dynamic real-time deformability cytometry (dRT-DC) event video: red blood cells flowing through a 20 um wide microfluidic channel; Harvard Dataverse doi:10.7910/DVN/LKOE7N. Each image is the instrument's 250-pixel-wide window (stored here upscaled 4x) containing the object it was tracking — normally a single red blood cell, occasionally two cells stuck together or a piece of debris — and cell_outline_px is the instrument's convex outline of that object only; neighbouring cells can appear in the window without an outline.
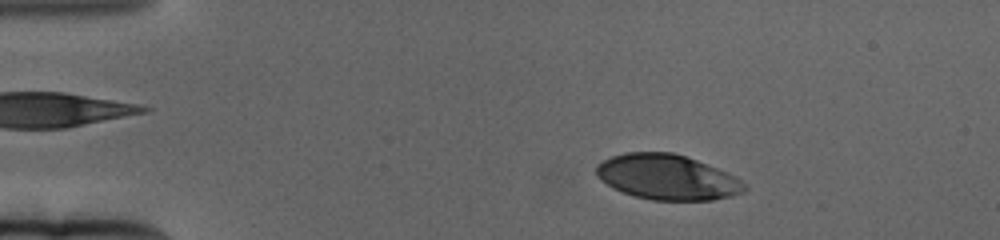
{"species": "human", "species_latin": "Homo sapiens", "temperature_condition": "cold", "stored_images_in_passage": 63, "camera_frame_rate_fps": 3000, "um_per_image_px": 0.085, "donor": {"sex": "female"}, "frame": {"image": 1, "passage_image": 8, "time_ms": 2.333, "image_size_px": [1000, 240], "cell_outline_px": [[748, 188], [744, 192], [732, 196], [712, 200], [652, 200], [636, 196], [612, 188], [600, 180], [596, 176], [596, 164], [612, 156], [624, 152], [672, 152], [696, 160], [736, 176]], "centroid_in_image_um": [56.69, 15.06], "position_along_channel_um": 28.3, "area_um2": 38.96}}
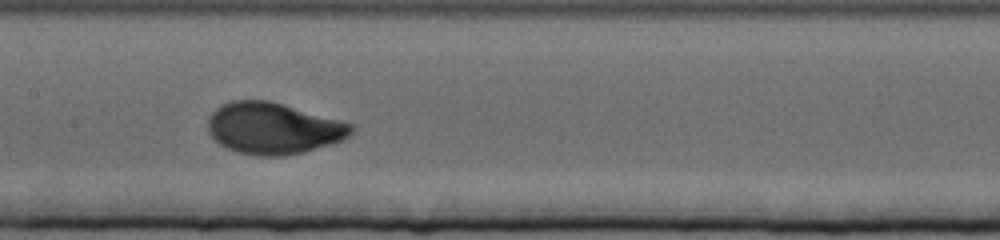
{"frame": {"image": 2, "passage_image": 30, "time_ms": 9.667, "image_size_px": [1000, 240], "cell_outline_px": [[356, 128], [348, 136], [340, 140], [304, 152], [284, 156], [256, 156], [236, 152], [220, 144], [208, 132], [208, 120], [212, 112], [216, 108], [232, 100], [268, 100], [340, 120], [352, 124]], "centroid_in_image_um": [23.21, 10.91], "position_along_channel_um": 184.2, "area_um2": 42.71}}
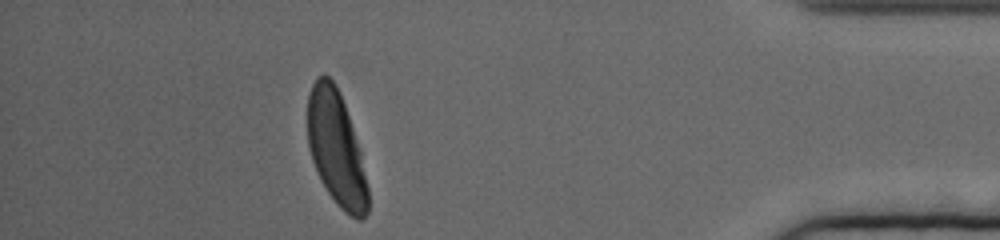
{"frame": {"image": 3, "passage_image": 56, "time_ms": 18.333, "image_size_px": [1000, 240], "cell_outline_px": [[368, 212], [360, 220], [356, 220], [344, 212], [336, 204], [320, 180], [312, 160], [308, 144], [308, 92], [316, 76], [324, 72], [332, 80], [340, 92], [360, 152], [368, 188]], "centroid_in_image_um": [28.56, 12.62], "position_along_channel_um": 406.6, "area_um2": 40.06}, "authors_computed_cell_mechanics": {"area_um2": 40.749, "velocity_mm_per_s": 3.073, "shape_relaxation_time_tau1_ms": 3.1104, "shape_relaxation_time_tau2_ms": null, "deformation_change_tau1": 0.1763, "deformation_change_tau2": null}}